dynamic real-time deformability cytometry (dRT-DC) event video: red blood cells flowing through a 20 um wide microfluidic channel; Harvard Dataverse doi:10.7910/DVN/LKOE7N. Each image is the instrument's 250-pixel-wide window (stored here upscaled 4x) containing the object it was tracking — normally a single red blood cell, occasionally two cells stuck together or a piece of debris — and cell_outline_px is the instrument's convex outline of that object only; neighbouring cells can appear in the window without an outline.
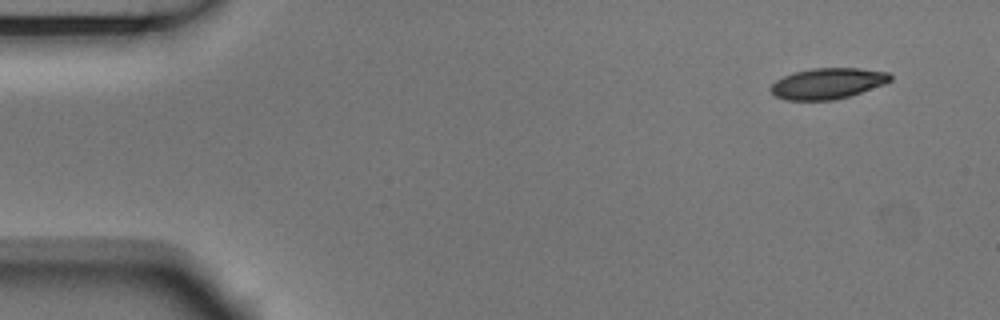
{"species": "Egyptian fruit bat (a non-hibernating species)", "species_latin": "Rousettus aegyptiacus", "temperature_condition": "room temperature", "stored_images_in_passage": 4, "camera_frame_rate_fps": 3000, "um_per_image_px": 0.085, "animal": {"sex": "male"}, "frame": {"image": 1, "passage_image": 1, "time_ms": 0.0, "image_size_px": [1000, 320], "cell_outline_px": [[892, 80], [884, 84], [848, 96], [832, 100], [788, 100], [776, 96], [768, 88], [776, 80], [784, 76], [796, 72], [812, 68], [860, 68], [888, 72], [892, 76]], "centroid_in_image_um": [70.35, 7.09], "position_along_channel_um": 14.6, "area_um2": 21.33}}
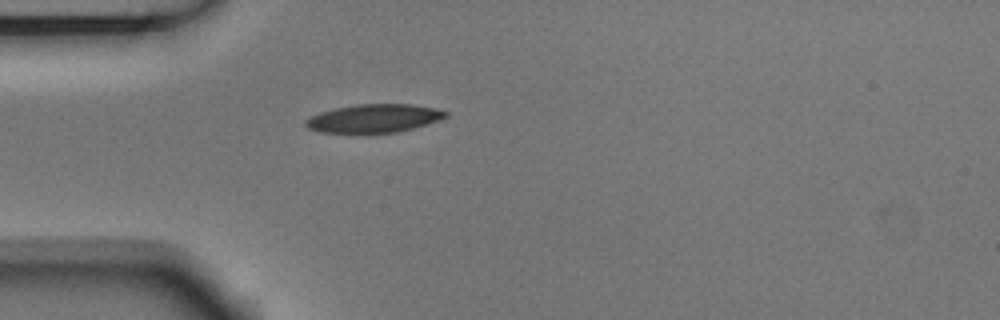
{"frame": {"image": 2, "passage_image": 4, "time_ms": 1.0, "image_size_px": [1000, 320], "cell_outline_px": [[448, 116], [440, 120], [412, 128], [396, 132], [320, 132], [308, 128], [304, 124], [304, 120], [320, 112], [336, 108], [356, 104], [412, 104], [436, 108], [448, 112]], "centroid_in_image_um": [31.8, 10.04], "position_along_channel_um": 53.2, "area_um2": 22.89}}